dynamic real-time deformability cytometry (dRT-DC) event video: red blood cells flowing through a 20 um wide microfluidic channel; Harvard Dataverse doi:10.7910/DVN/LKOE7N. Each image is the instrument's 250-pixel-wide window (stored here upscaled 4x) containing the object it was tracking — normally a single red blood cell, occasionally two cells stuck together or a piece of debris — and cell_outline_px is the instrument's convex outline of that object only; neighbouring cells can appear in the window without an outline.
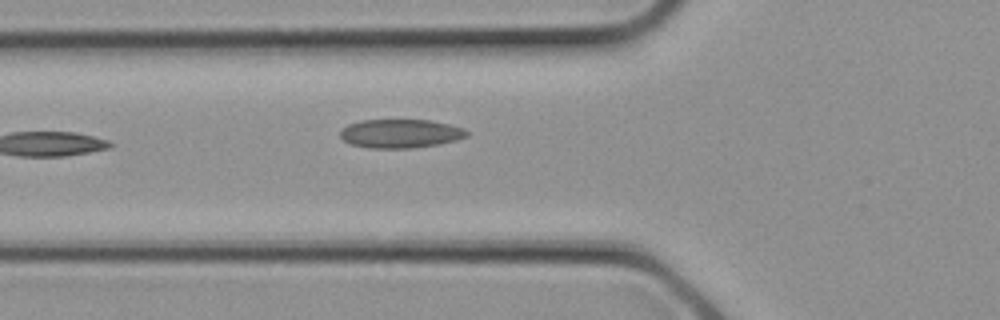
{"species": "common noctule bat (a hibernating species)", "species_latin": "Nyctalus noctula", "temperature_condition": "cold", "stored_images_in_passage": 7, "camera_frame_rate_fps": 3000, "um_per_image_px": 0.085, "animal": {"sex": "female", "body_mass_g": 21.9}, "frame": {"image": 1, "passage_image": 7, "time_ms": 2.0, "image_size_px": [1000, 320], "cell_outline_px": [[468, 136], [456, 140], [436, 144], [412, 148], [368, 148], [348, 144], [340, 136], [340, 128], [348, 124], [360, 120], [428, 120], [448, 124], [464, 128], [468, 132]], "centroid_in_image_um": [33.98, 11.35], "position_along_channel_um": 91.8, "area_um2": 21.27}}